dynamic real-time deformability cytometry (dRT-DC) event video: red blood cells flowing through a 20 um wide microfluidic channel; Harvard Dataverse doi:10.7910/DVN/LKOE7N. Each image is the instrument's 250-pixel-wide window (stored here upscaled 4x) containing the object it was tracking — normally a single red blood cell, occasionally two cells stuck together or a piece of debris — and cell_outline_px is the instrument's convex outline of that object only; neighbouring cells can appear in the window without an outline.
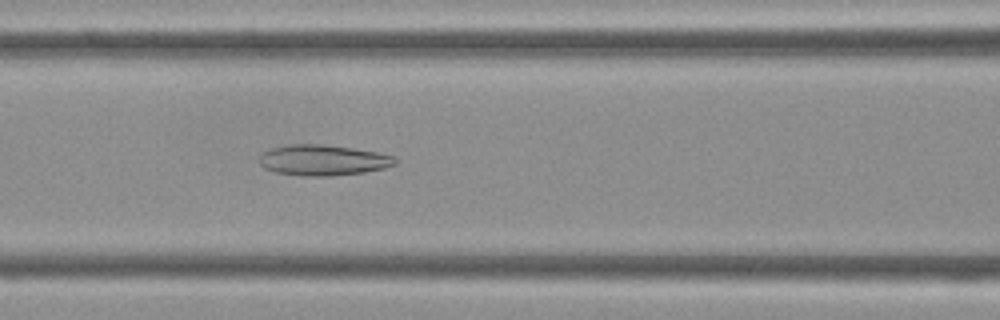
{"species": "Egyptian fruit bat (a non-hibernating species)", "species_latin": "Rousettus aegyptiacus", "temperature_condition": "cold", "stored_images_in_passage": 39, "camera_frame_rate_fps": 3000, "um_per_image_px": 0.085, "frame": {"image": 1, "passage_image": 13, "time_ms": 4.0, "image_size_px": [1000, 320], "cell_outline_px": [[396, 164], [384, 168], [364, 172], [332, 176], [300, 176], [276, 172], [264, 168], [260, 164], [260, 156], [264, 152], [272, 148], [292, 144], [320, 144], [352, 148], [376, 152], [392, 156], [396, 160]], "centroid_in_image_um": [27.44, 13.62], "position_along_channel_um": 139.2, "area_um2": 24.1}}
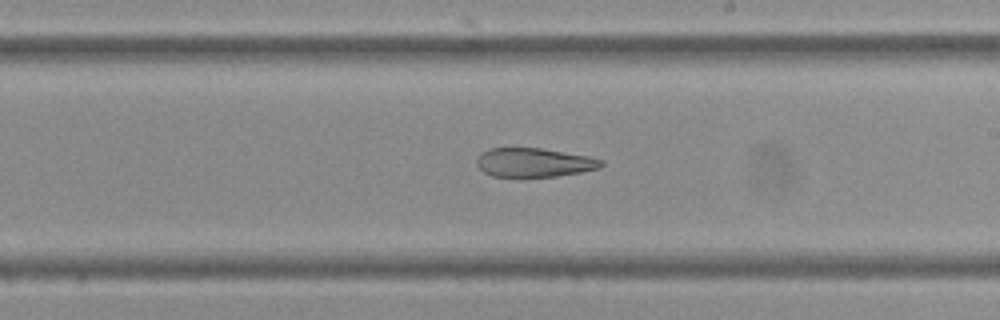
{"frame": {"image": 2, "passage_image": 20, "time_ms": 6.333, "image_size_px": [1000, 320], "cell_outline_px": [[604, 164], [600, 168], [580, 172], [556, 176], [520, 180], [492, 176], [484, 172], [476, 164], [476, 160], [480, 152], [492, 148], [540, 148], [588, 156], [604, 160]], "centroid_in_image_um": [45.35, 13.86], "position_along_channel_um": 243.6, "area_um2": 21.79}}
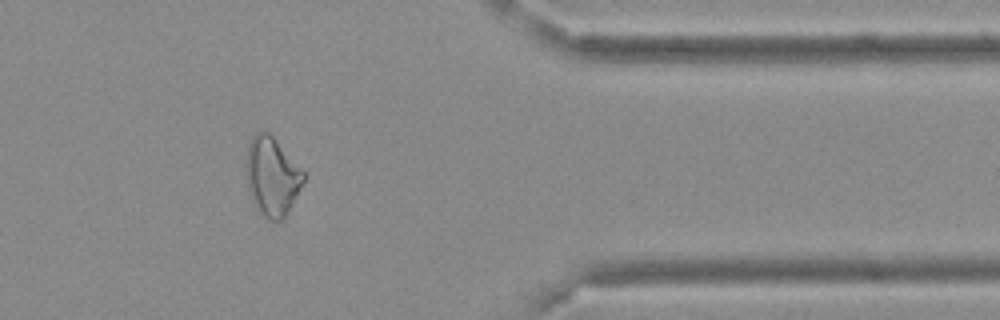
{"frame": {"image": 3, "passage_image": 31, "time_ms": 10.0, "image_size_px": [1000, 320], "cell_outline_px": [[304, 180], [300, 188], [284, 216], [280, 220], [268, 220], [256, 208], [252, 200], [248, 188], [244, 164], [248, 144], [252, 136], [256, 132], [268, 132], [272, 136], [304, 172]], "centroid_in_image_um": [23.06, 14.97], "position_along_channel_um": 388.3, "area_um2": 25.89}}